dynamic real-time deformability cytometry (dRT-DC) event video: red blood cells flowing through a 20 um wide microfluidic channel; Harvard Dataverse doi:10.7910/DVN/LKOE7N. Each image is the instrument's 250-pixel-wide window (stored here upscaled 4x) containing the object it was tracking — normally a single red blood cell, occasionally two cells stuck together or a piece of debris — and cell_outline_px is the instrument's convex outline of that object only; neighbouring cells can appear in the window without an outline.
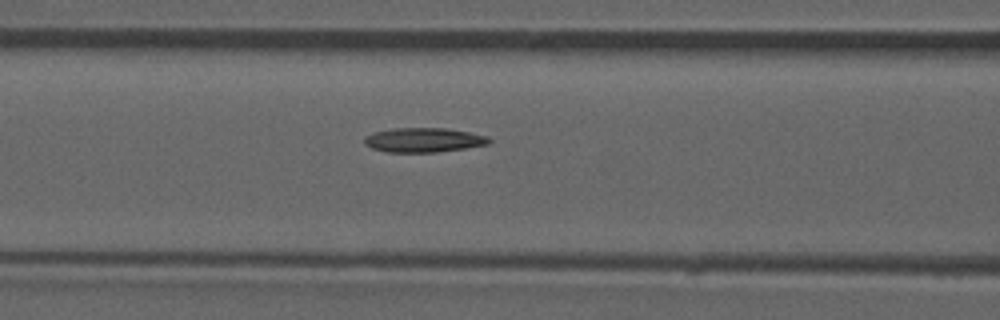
{"species": "common noctule bat (a hibernating species)", "species_latin": "Nyctalus noctula", "temperature_condition": "room temperature", "stored_images_in_passage": 43, "camera_frame_rate_fps": 3000, "um_per_image_px": 0.085, "animal": {"sex": "male", "forearm_length_mm": 52.5}, "frame": {"image": 1, "passage_image": 13, "time_ms": 4.0, "image_size_px": [1000, 320], "cell_outline_px": [[492, 140], [488, 144], [464, 148], [436, 152], [388, 152], [372, 148], [364, 144], [364, 136], [372, 132], [392, 128], [448, 128], [488, 136]], "centroid_in_image_um": [35.98, 11.89], "position_along_channel_um": 130.6, "area_um2": 17.8}, "authors_computed_cell_mechanics": {"area_um2": 17.1088, "velocity_mm_per_s": 3.9532, "shape_relaxation_time_tau1_ms": null, "shape_relaxation_time_tau2_ms": 5.914, "deformation_change_tau1": null, "deformation_change_tau2": 0.1444}}